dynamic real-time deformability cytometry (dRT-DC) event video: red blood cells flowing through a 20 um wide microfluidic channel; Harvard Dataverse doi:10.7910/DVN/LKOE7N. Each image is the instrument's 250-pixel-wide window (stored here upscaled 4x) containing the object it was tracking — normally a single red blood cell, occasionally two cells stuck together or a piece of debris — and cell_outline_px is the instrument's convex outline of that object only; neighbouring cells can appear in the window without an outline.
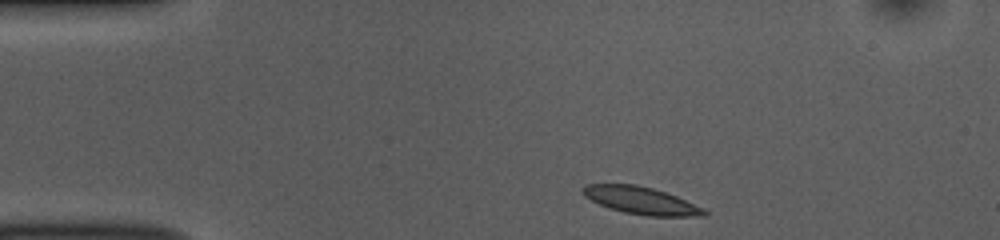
{"species": "common noctule bat (a hibernating species)", "species_latin": "Nyctalus noctula", "temperature_condition": "room temperature", "stored_images_in_passage": 45, "camera_frame_rate_fps": 3000, "um_per_image_px": 0.085, "animal": {"sex": "female", "body_mass_g": 10.0, "forearm_length_mm": 53.1}, "frame": {"image": 1, "passage_image": 1, "time_ms": 0.0, "image_size_px": [1000, 240], "cell_outline_px": [[708, 216], [648, 216], [624, 212], [600, 204], [584, 196], [580, 192], [580, 188], [588, 184], [636, 184], [652, 188], [676, 196], [704, 208], [708, 212]], "centroid_in_image_um": [54.49, 17.04], "position_along_channel_um": 30.5, "area_um2": 19.25}}
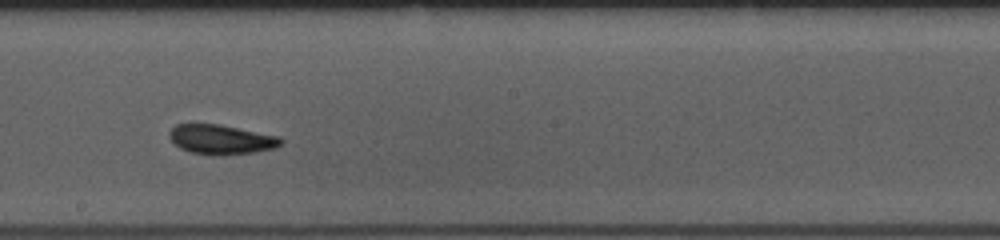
{"frame": {"image": 2, "passage_image": 21, "time_ms": 6.667, "image_size_px": [1000, 240], "cell_outline_px": [[284, 140], [276, 148], [256, 152], [216, 156], [188, 152], [180, 148], [168, 136], [168, 132], [176, 124], [220, 124], [280, 136]], "centroid_in_image_um": [18.81, 11.86], "position_along_channel_um": 229.4, "area_um2": 19.48}}
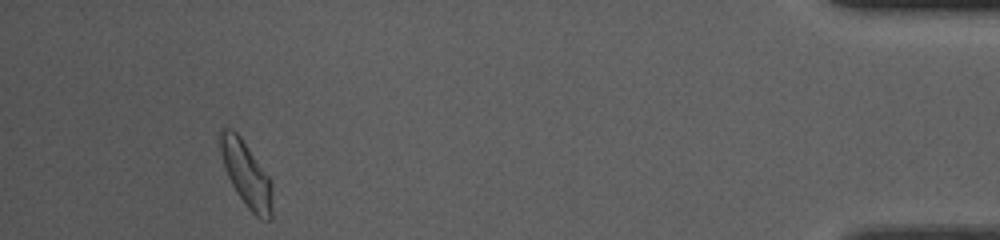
{"frame": {"image": 3, "passage_image": 41, "time_ms": 13.333, "image_size_px": [1000, 240], "cell_outline_px": [[272, 220], [264, 220], [256, 216], [244, 204], [236, 192], [228, 176], [220, 152], [216, 132], [220, 128], [232, 128], [240, 136], [268, 176], [272, 184]], "centroid_in_image_um": [20.9, 14.77], "position_along_channel_um": 414.3, "area_um2": 19.94}, "authors_computed_cell_mechanics": {"area_um2": 19.2474, "velocity_mm_per_s": 3.7299, "shape_relaxation_time_tau1_ms": 4.3026, "shape_relaxation_time_tau2_ms": 3.2049, "deformation_change_tau1": 0.1346, "deformation_change_tau2": 0.0764}}